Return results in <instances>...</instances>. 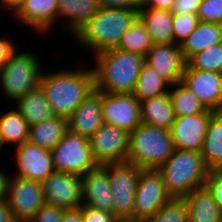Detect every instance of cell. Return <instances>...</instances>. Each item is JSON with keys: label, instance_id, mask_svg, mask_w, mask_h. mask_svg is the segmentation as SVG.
<instances>
[{"label": "cell", "instance_id": "6da1fadb", "mask_svg": "<svg viewBox=\"0 0 222 222\" xmlns=\"http://www.w3.org/2000/svg\"><path fill=\"white\" fill-rule=\"evenodd\" d=\"M88 66L80 62L76 68L42 72L39 86L55 116L67 119L94 90V74Z\"/></svg>", "mask_w": 222, "mask_h": 222}, {"label": "cell", "instance_id": "7a4b0ae2", "mask_svg": "<svg viewBox=\"0 0 222 222\" xmlns=\"http://www.w3.org/2000/svg\"><path fill=\"white\" fill-rule=\"evenodd\" d=\"M92 58L94 89L104 93H133L145 57L114 48Z\"/></svg>", "mask_w": 222, "mask_h": 222}, {"label": "cell", "instance_id": "3957f363", "mask_svg": "<svg viewBox=\"0 0 222 222\" xmlns=\"http://www.w3.org/2000/svg\"><path fill=\"white\" fill-rule=\"evenodd\" d=\"M138 10L101 7L73 39L77 46L89 49L91 56L117 48L122 36L137 20Z\"/></svg>", "mask_w": 222, "mask_h": 222}, {"label": "cell", "instance_id": "277c9868", "mask_svg": "<svg viewBox=\"0 0 222 222\" xmlns=\"http://www.w3.org/2000/svg\"><path fill=\"white\" fill-rule=\"evenodd\" d=\"M201 152L174 149L157 171L172 198H184L196 188L205 186L209 173Z\"/></svg>", "mask_w": 222, "mask_h": 222}, {"label": "cell", "instance_id": "5b68a950", "mask_svg": "<svg viewBox=\"0 0 222 222\" xmlns=\"http://www.w3.org/2000/svg\"><path fill=\"white\" fill-rule=\"evenodd\" d=\"M174 149L170 130L141 123L129 133L126 161L143 170H157Z\"/></svg>", "mask_w": 222, "mask_h": 222}, {"label": "cell", "instance_id": "8992f818", "mask_svg": "<svg viewBox=\"0 0 222 222\" xmlns=\"http://www.w3.org/2000/svg\"><path fill=\"white\" fill-rule=\"evenodd\" d=\"M31 50L21 52L17 49L0 70V90L7 101L15 103L28 91L40 84L43 72V59ZM3 91V92H2Z\"/></svg>", "mask_w": 222, "mask_h": 222}, {"label": "cell", "instance_id": "52a82bcc", "mask_svg": "<svg viewBox=\"0 0 222 222\" xmlns=\"http://www.w3.org/2000/svg\"><path fill=\"white\" fill-rule=\"evenodd\" d=\"M55 171L76 174L81 177L95 170V162L89 139L67 131L60 142L51 150Z\"/></svg>", "mask_w": 222, "mask_h": 222}, {"label": "cell", "instance_id": "ba28073f", "mask_svg": "<svg viewBox=\"0 0 222 222\" xmlns=\"http://www.w3.org/2000/svg\"><path fill=\"white\" fill-rule=\"evenodd\" d=\"M108 172L113 213L120 220H132L138 177L143 170L127 161L102 165Z\"/></svg>", "mask_w": 222, "mask_h": 222}, {"label": "cell", "instance_id": "9c48e42d", "mask_svg": "<svg viewBox=\"0 0 222 222\" xmlns=\"http://www.w3.org/2000/svg\"><path fill=\"white\" fill-rule=\"evenodd\" d=\"M171 198L157 170H142L138 177L132 220H147Z\"/></svg>", "mask_w": 222, "mask_h": 222}, {"label": "cell", "instance_id": "30bf717a", "mask_svg": "<svg viewBox=\"0 0 222 222\" xmlns=\"http://www.w3.org/2000/svg\"><path fill=\"white\" fill-rule=\"evenodd\" d=\"M41 186L47 204L72 210L83 203L82 177L79 175L54 171Z\"/></svg>", "mask_w": 222, "mask_h": 222}, {"label": "cell", "instance_id": "8fae6325", "mask_svg": "<svg viewBox=\"0 0 222 222\" xmlns=\"http://www.w3.org/2000/svg\"><path fill=\"white\" fill-rule=\"evenodd\" d=\"M89 143L98 166L125 162L129 149V132L104 123L89 139Z\"/></svg>", "mask_w": 222, "mask_h": 222}, {"label": "cell", "instance_id": "7c38bea8", "mask_svg": "<svg viewBox=\"0 0 222 222\" xmlns=\"http://www.w3.org/2000/svg\"><path fill=\"white\" fill-rule=\"evenodd\" d=\"M7 202L18 222H29L46 203L41 183L12 176Z\"/></svg>", "mask_w": 222, "mask_h": 222}, {"label": "cell", "instance_id": "4fadbf2b", "mask_svg": "<svg viewBox=\"0 0 222 222\" xmlns=\"http://www.w3.org/2000/svg\"><path fill=\"white\" fill-rule=\"evenodd\" d=\"M101 112L104 123L129 133L142 123L140 102L133 93L102 92Z\"/></svg>", "mask_w": 222, "mask_h": 222}, {"label": "cell", "instance_id": "5bb4252c", "mask_svg": "<svg viewBox=\"0 0 222 222\" xmlns=\"http://www.w3.org/2000/svg\"><path fill=\"white\" fill-rule=\"evenodd\" d=\"M15 158L17 169L12 173L15 177L41 183L55 171L51 151L28 141L15 147Z\"/></svg>", "mask_w": 222, "mask_h": 222}, {"label": "cell", "instance_id": "9a60e30c", "mask_svg": "<svg viewBox=\"0 0 222 222\" xmlns=\"http://www.w3.org/2000/svg\"><path fill=\"white\" fill-rule=\"evenodd\" d=\"M215 113L208 109L196 115L176 117L170 128L174 148L201 152L208 122Z\"/></svg>", "mask_w": 222, "mask_h": 222}, {"label": "cell", "instance_id": "2e32d148", "mask_svg": "<svg viewBox=\"0 0 222 222\" xmlns=\"http://www.w3.org/2000/svg\"><path fill=\"white\" fill-rule=\"evenodd\" d=\"M182 83L196 95L207 109L222 112L221 73L192 69L186 63Z\"/></svg>", "mask_w": 222, "mask_h": 222}, {"label": "cell", "instance_id": "e0dca14e", "mask_svg": "<svg viewBox=\"0 0 222 222\" xmlns=\"http://www.w3.org/2000/svg\"><path fill=\"white\" fill-rule=\"evenodd\" d=\"M145 63L171 86L182 82L186 61L178 44H153L145 56Z\"/></svg>", "mask_w": 222, "mask_h": 222}, {"label": "cell", "instance_id": "ac0fdd59", "mask_svg": "<svg viewBox=\"0 0 222 222\" xmlns=\"http://www.w3.org/2000/svg\"><path fill=\"white\" fill-rule=\"evenodd\" d=\"M57 16V0H25L13 18L44 37L57 27Z\"/></svg>", "mask_w": 222, "mask_h": 222}, {"label": "cell", "instance_id": "d6986e66", "mask_svg": "<svg viewBox=\"0 0 222 222\" xmlns=\"http://www.w3.org/2000/svg\"><path fill=\"white\" fill-rule=\"evenodd\" d=\"M102 92L94 89L67 118L68 130L90 139L103 124Z\"/></svg>", "mask_w": 222, "mask_h": 222}, {"label": "cell", "instance_id": "ffe728a7", "mask_svg": "<svg viewBox=\"0 0 222 222\" xmlns=\"http://www.w3.org/2000/svg\"><path fill=\"white\" fill-rule=\"evenodd\" d=\"M83 203L113 213V199L108 172L98 166L82 177Z\"/></svg>", "mask_w": 222, "mask_h": 222}, {"label": "cell", "instance_id": "44dd1931", "mask_svg": "<svg viewBox=\"0 0 222 222\" xmlns=\"http://www.w3.org/2000/svg\"><path fill=\"white\" fill-rule=\"evenodd\" d=\"M57 24H63L71 39L100 10L98 0H57ZM62 18V19H61ZM72 34V35H71Z\"/></svg>", "mask_w": 222, "mask_h": 222}, {"label": "cell", "instance_id": "7402d4cb", "mask_svg": "<svg viewBox=\"0 0 222 222\" xmlns=\"http://www.w3.org/2000/svg\"><path fill=\"white\" fill-rule=\"evenodd\" d=\"M183 199L188 222H217L222 217L220 207L206 186L196 188Z\"/></svg>", "mask_w": 222, "mask_h": 222}, {"label": "cell", "instance_id": "603a6c76", "mask_svg": "<svg viewBox=\"0 0 222 222\" xmlns=\"http://www.w3.org/2000/svg\"><path fill=\"white\" fill-rule=\"evenodd\" d=\"M138 18L145 25L153 44H174L173 14L162 9H139Z\"/></svg>", "mask_w": 222, "mask_h": 222}, {"label": "cell", "instance_id": "cb8c5ba5", "mask_svg": "<svg viewBox=\"0 0 222 222\" xmlns=\"http://www.w3.org/2000/svg\"><path fill=\"white\" fill-rule=\"evenodd\" d=\"M222 43V24L199 22L196 29L179 46L187 62L196 53Z\"/></svg>", "mask_w": 222, "mask_h": 222}, {"label": "cell", "instance_id": "d4e9b609", "mask_svg": "<svg viewBox=\"0 0 222 222\" xmlns=\"http://www.w3.org/2000/svg\"><path fill=\"white\" fill-rule=\"evenodd\" d=\"M13 105H16V110L22 115L29 126L51 120L55 117L40 86L28 91Z\"/></svg>", "mask_w": 222, "mask_h": 222}, {"label": "cell", "instance_id": "484cf974", "mask_svg": "<svg viewBox=\"0 0 222 222\" xmlns=\"http://www.w3.org/2000/svg\"><path fill=\"white\" fill-rule=\"evenodd\" d=\"M142 123L170 130L176 116L169 92L140 102Z\"/></svg>", "mask_w": 222, "mask_h": 222}, {"label": "cell", "instance_id": "4316f807", "mask_svg": "<svg viewBox=\"0 0 222 222\" xmlns=\"http://www.w3.org/2000/svg\"><path fill=\"white\" fill-rule=\"evenodd\" d=\"M68 131V120L55 116L51 120L29 126L27 141L52 150Z\"/></svg>", "mask_w": 222, "mask_h": 222}, {"label": "cell", "instance_id": "83f0119b", "mask_svg": "<svg viewBox=\"0 0 222 222\" xmlns=\"http://www.w3.org/2000/svg\"><path fill=\"white\" fill-rule=\"evenodd\" d=\"M201 155L211 169H222V112H216L208 122Z\"/></svg>", "mask_w": 222, "mask_h": 222}, {"label": "cell", "instance_id": "f1b7e54d", "mask_svg": "<svg viewBox=\"0 0 222 222\" xmlns=\"http://www.w3.org/2000/svg\"><path fill=\"white\" fill-rule=\"evenodd\" d=\"M170 87L171 85L154 68L144 63L138 75L133 94L139 102H142L168 93Z\"/></svg>", "mask_w": 222, "mask_h": 222}, {"label": "cell", "instance_id": "f546056e", "mask_svg": "<svg viewBox=\"0 0 222 222\" xmlns=\"http://www.w3.org/2000/svg\"><path fill=\"white\" fill-rule=\"evenodd\" d=\"M0 115V136L3 145L17 146L27 141L29 125L22 115L15 109Z\"/></svg>", "mask_w": 222, "mask_h": 222}, {"label": "cell", "instance_id": "4dcf8cb0", "mask_svg": "<svg viewBox=\"0 0 222 222\" xmlns=\"http://www.w3.org/2000/svg\"><path fill=\"white\" fill-rule=\"evenodd\" d=\"M169 95L176 117L196 115L208 110L196 95L182 82L172 85Z\"/></svg>", "mask_w": 222, "mask_h": 222}, {"label": "cell", "instance_id": "1f68e13d", "mask_svg": "<svg viewBox=\"0 0 222 222\" xmlns=\"http://www.w3.org/2000/svg\"><path fill=\"white\" fill-rule=\"evenodd\" d=\"M152 45L153 42L145 25L137 18L122 36L117 48L145 57Z\"/></svg>", "mask_w": 222, "mask_h": 222}, {"label": "cell", "instance_id": "d6a6232c", "mask_svg": "<svg viewBox=\"0 0 222 222\" xmlns=\"http://www.w3.org/2000/svg\"><path fill=\"white\" fill-rule=\"evenodd\" d=\"M186 63L192 69L222 74V43L196 53Z\"/></svg>", "mask_w": 222, "mask_h": 222}, {"label": "cell", "instance_id": "836d02e7", "mask_svg": "<svg viewBox=\"0 0 222 222\" xmlns=\"http://www.w3.org/2000/svg\"><path fill=\"white\" fill-rule=\"evenodd\" d=\"M147 222H188V212L183 198H171Z\"/></svg>", "mask_w": 222, "mask_h": 222}, {"label": "cell", "instance_id": "e575fe53", "mask_svg": "<svg viewBox=\"0 0 222 222\" xmlns=\"http://www.w3.org/2000/svg\"><path fill=\"white\" fill-rule=\"evenodd\" d=\"M199 18L195 14L173 15L174 44H180L197 27Z\"/></svg>", "mask_w": 222, "mask_h": 222}, {"label": "cell", "instance_id": "d590c367", "mask_svg": "<svg viewBox=\"0 0 222 222\" xmlns=\"http://www.w3.org/2000/svg\"><path fill=\"white\" fill-rule=\"evenodd\" d=\"M197 16L200 22L222 24V0H202Z\"/></svg>", "mask_w": 222, "mask_h": 222}, {"label": "cell", "instance_id": "8d00e7d4", "mask_svg": "<svg viewBox=\"0 0 222 222\" xmlns=\"http://www.w3.org/2000/svg\"><path fill=\"white\" fill-rule=\"evenodd\" d=\"M205 186L211 192L213 198L222 211V169L209 170Z\"/></svg>", "mask_w": 222, "mask_h": 222}, {"label": "cell", "instance_id": "74e56055", "mask_svg": "<svg viewBox=\"0 0 222 222\" xmlns=\"http://www.w3.org/2000/svg\"><path fill=\"white\" fill-rule=\"evenodd\" d=\"M84 222H121L114 213L99 210L87 205L80 206Z\"/></svg>", "mask_w": 222, "mask_h": 222}, {"label": "cell", "instance_id": "f35d334b", "mask_svg": "<svg viewBox=\"0 0 222 222\" xmlns=\"http://www.w3.org/2000/svg\"><path fill=\"white\" fill-rule=\"evenodd\" d=\"M64 210L45 203L29 222H62Z\"/></svg>", "mask_w": 222, "mask_h": 222}, {"label": "cell", "instance_id": "ab89813d", "mask_svg": "<svg viewBox=\"0 0 222 222\" xmlns=\"http://www.w3.org/2000/svg\"><path fill=\"white\" fill-rule=\"evenodd\" d=\"M15 40L10 38V33L0 35V70L8 62V59L11 55L17 50V47L14 43Z\"/></svg>", "mask_w": 222, "mask_h": 222}, {"label": "cell", "instance_id": "60d3db41", "mask_svg": "<svg viewBox=\"0 0 222 222\" xmlns=\"http://www.w3.org/2000/svg\"><path fill=\"white\" fill-rule=\"evenodd\" d=\"M202 0H174L171 13L173 15L195 14L199 10Z\"/></svg>", "mask_w": 222, "mask_h": 222}, {"label": "cell", "instance_id": "b9f144b4", "mask_svg": "<svg viewBox=\"0 0 222 222\" xmlns=\"http://www.w3.org/2000/svg\"><path fill=\"white\" fill-rule=\"evenodd\" d=\"M101 7L139 9V0H98Z\"/></svg>", "mask_w": 222, "mask_h": 222}, {"label": "cell", "instance_id": "7bdbcfd3", "mask_svg": "<svg viewBox=\"0 0 222 222\" xmlns=\"http://www.w3.org/2000/svg\"><path fill=\"white\" fill-rule=\"evenodd\" d=\"M174 0H139V9H162L171 11Z\"/></svg>", "mask_w": 222, "mask_h": 222}, {"label": "cell", "instance_id": "ee69618b", "mask_svg": "<svg viewBox=\"0 0 222 222\" xmlns=\"http://www.w3.org/2000/svg\"><path fill=\"white\" fill-rule=\"evenodd\" d=\"M11 177V173L8 174L5 169H0V202L7 201Z\"/></svg>", "mask_w": 222, "mask_h": 222}, {"label": "cell", "instance_id": "f6af8a7d", "mask_svg": "<svg viewBox=\"0 0 222 222\" xmlns=\"http://www.w3.org/2000/svg\"><path fill=\"white\" fill-rule=\"evenodd\" d=\"M25 0H0V7L2 10H5V12L10 11V13L13 16L23 5V2Z\"/></svg>", "mask_w": 222, "mask_h": 222}, {"label": "cell", "instance_id": "bcb514c9", "mask_svg": "<svg viewBox=\"0 0 222 222\" xmlns=\"http://www.w3.org/2000/svg\"><path fill=\"white\" fill-rule=\"evenodd\" d=\"M0 222H18L7 201L0 202Z\"/></svg>", "mask_w": 222, "mask_h": 222}, {"label": "cell", "instance_id": "7dc6e473", "mask_svg": "<svg viewBox=\"0 0 222 222\" xmlns=\"http://www.w3.org/2000/svg\"><path fill=\"white\" fill-rule=\"evenodd\" d=\"M62 222H84L81 208L64 210Z\"/></svg>", "mask_w": 222, "mask_h": 222}, {"label": "cell", "instance_id": "c3c4849f", "mask_svg": "<svg viewBox=\"0 0 222 222\" xmlns=\"http://www.w3.org/2000/svg\"><path fill=\"white\" fill-rule=\"evenodd\" d=\"M121 222H147V220H123Z\"/></svg>", "mask_w": 222, "mask_h": 222}, {"label": "cell", "instance_id": "681fc988", "mask_svg": "<svg viewBox=\"0 0 222 222\" xmlns=\"http://www.w3.org/2000/svg\"><path fill=\"white\" fill-rule=\"evenodd\" d=\"M3 147H4V145L2 143L1 136H0V151H3Z\"/></svg>", "mask_w": 222, "mask_h": 222}]
</instances>
